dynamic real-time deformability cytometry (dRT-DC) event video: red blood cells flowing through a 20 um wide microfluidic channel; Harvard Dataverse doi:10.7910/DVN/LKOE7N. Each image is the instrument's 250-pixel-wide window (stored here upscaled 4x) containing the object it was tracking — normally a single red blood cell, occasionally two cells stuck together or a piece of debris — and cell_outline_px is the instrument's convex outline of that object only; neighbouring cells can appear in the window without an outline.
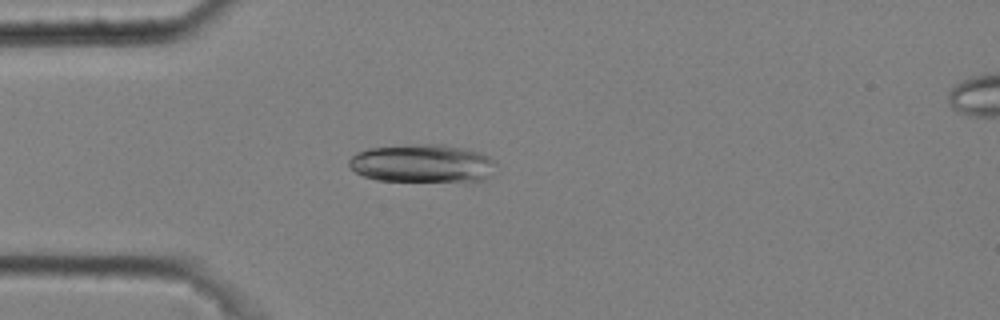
{"species": "common noctule bat (a hibernating species)", "species_latin": "Nyctalus noctula", "temperature_condition": "cold", "stored_images_in_passage": 4, "camera_frame_rate_fps": 3000, "um_per_image_px": 0.085, "animal": {"sex": "male", "body_mass_g": 20.4}, "frame": {"image": 1, "passage_image": 4, "time_ms": 1.0, "image_size_px": [1000, 320], "cell_outline_px": [[496, 164], [488, 176], [484, 180], [464, 184], [376, 180], [364, 176], [356, 172], [348, 164], [348, 160], [356, 152], [368, 148], [416, 144], [444, 144], [464, 148], [480, 152], [488, 156]], "centroid_in_image_um": [35.93, 13.93], "position_along_channel_um": 49.1, "area_um2": 33.81}}